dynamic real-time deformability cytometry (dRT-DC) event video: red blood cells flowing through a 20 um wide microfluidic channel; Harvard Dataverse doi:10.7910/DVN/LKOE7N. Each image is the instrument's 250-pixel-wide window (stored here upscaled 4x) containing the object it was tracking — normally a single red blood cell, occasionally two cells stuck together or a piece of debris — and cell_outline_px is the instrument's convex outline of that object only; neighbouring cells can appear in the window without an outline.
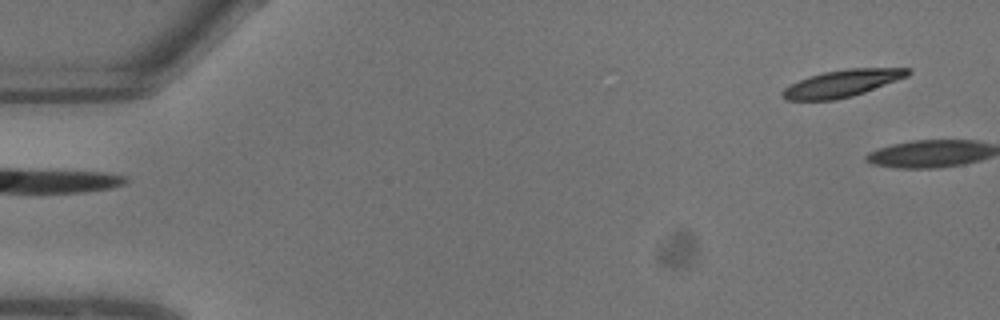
{"species": "common noctule bat (a hibernating species)", "species_latin": "Nyctalus noctula", "temperature_condition": "warm", "stored_images_in_passage": 2, "camera_frame_rate_fps": 3000, "um_per_image_px": 0.085, "animal": {"sex": "male", "body_mass_g": 13.3}, "frame": {"image": 1, "passage_image": 2, "time_ms": 0.333, "image_size_px": [1000, 320], "cell_outline_px": [[912, 72], [908, 76], [864, 92], [852, 96], [836, 100], [784, 100], [780, 96], [780, 92], [784, 88], [808, 76], [824, 72], [848, 68], [908, 68]], "centroid_in_image_um": [71.55, 7.09], "position_along_channel_um": 13.5, "area_um2": 19.71}}